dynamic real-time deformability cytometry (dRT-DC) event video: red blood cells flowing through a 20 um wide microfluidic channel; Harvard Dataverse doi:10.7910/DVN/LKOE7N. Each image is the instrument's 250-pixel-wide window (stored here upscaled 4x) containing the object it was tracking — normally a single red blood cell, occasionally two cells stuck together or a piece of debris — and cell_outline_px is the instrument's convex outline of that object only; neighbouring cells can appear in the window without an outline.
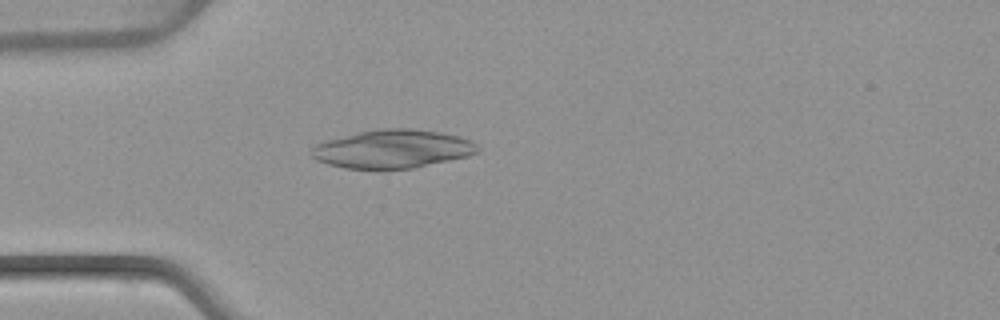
{"species": "common noctule bat (a hibernating species)", "species_latin": "Nyctalus noctula", "temperature_condition": "warm", "stored_images_in_passage": 4, "camera_frame_rate_fps": 3000, "um_per_image_px": 0.085, "animal": {"sex": "female", "body_mass_g": 22.7, "forearm_length_mm": 54.2}, "frame": {"image": 1, "passage_image": 4, "time_ms": 3.667, "image_size_px": [1000, 320], "cell_outline_px": [[480, 148], [476, 152], [468, 156], [412, 168], [380, 172], [344, 168], [328, 164], [316, 160], [312, 156], [312, 148], [316, 144], [328, 140], [360, 132], [380, 128], [408, 128], [440, 132], [460, 136], [472, 140]], "centroid_in_image_um": [33.37, 12.7], "position_along_channel_um": 51.6, "area_um2": 37.74}}